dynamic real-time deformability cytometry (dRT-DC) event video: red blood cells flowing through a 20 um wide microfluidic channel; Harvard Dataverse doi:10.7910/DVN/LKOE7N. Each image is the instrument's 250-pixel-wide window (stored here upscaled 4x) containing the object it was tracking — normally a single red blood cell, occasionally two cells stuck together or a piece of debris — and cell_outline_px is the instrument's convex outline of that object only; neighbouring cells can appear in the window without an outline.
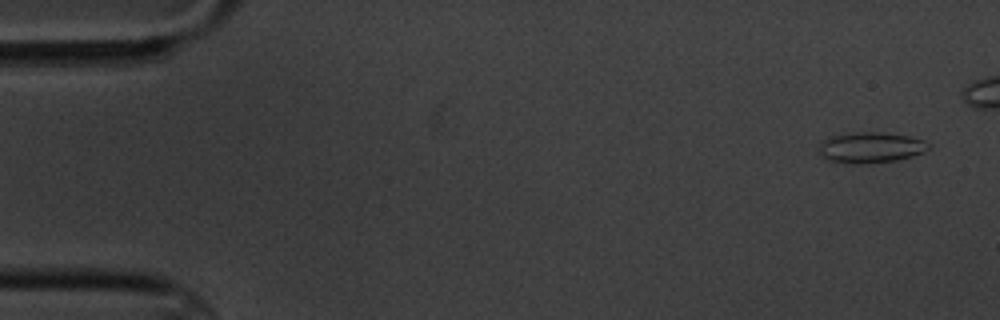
{"species": "common noctule bat (a hibernating species)", "species_latin": "Nyctalus noctula", "temperature_condition": "cold", "stored_images_in_passage": 6, "camera_frame_rate_fps": 3000, "um_per_image_px": 0.085, "animal": {"sex": "male", "body_mass_g": 20.1, "forearm_length_mm": 53.5}, "frame": {"image": 1, "passage_image": 1, "time_ms": 0.0, "image_size_px": [1000, 320], "cell_outline_px": [[928, 148], [924, 152], [912, 156], [896, 160], [828, 160], [820, 156], [816, 152], [820, 140], [832, 136], [856, 132], [884, 132], [908, 136], [920, 140], [928, 144]], "centroid_in_image_um": [73.95, 12.47], "position_along_channel_um": 11.1, "area_um2": 18.61}}
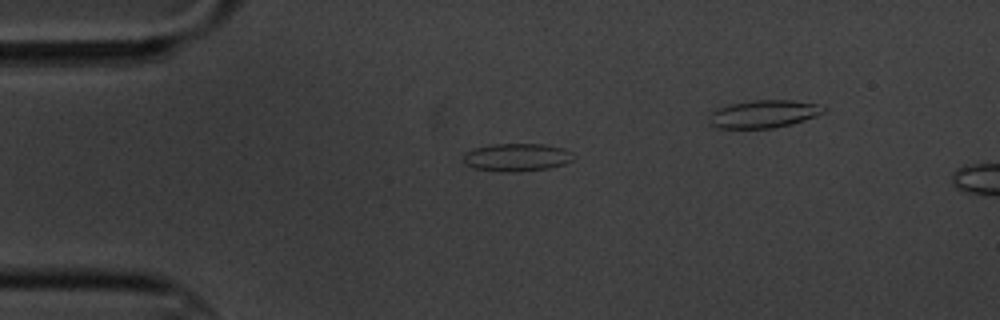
{"frame": {"image": 2, "passage_image": 4, "time_ms": 3.667, "image_size_px": [1000, 320], "cell_outline_px": [[576, 156], [572, 160], [564, 164], [548, 168], [512, 172], [504, 172], [472, 168], [464, 164], [464, 152], [476, 148], [496, 144], [544, 144], [564, 148], [572, 152]], "centroid_in_image_um": [43.94, 13.37], "position_along_channel_um": 41.1, "area_um2": 17.92}}